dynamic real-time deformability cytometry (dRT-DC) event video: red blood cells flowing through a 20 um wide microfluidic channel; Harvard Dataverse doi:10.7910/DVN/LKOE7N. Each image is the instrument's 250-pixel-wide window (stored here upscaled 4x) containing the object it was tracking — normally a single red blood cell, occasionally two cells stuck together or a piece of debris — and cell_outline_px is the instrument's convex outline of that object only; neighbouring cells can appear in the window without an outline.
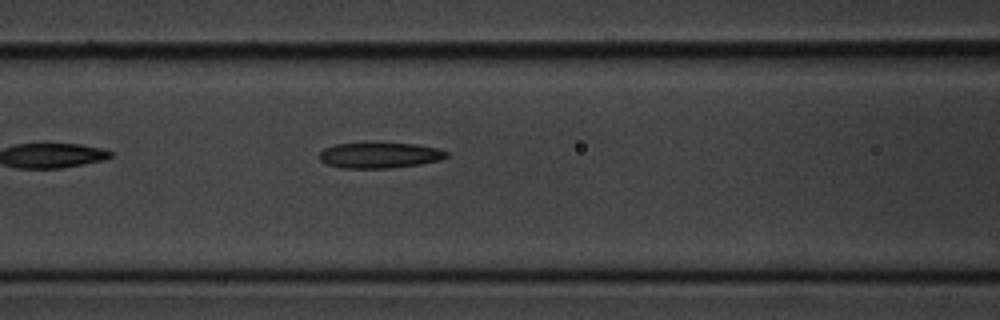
{"species": "common noctule bat (a hibernating species)", "species_latin": "Nyctalus noctula", "temperature_condition": "cold", "stored_images_in_passage": 6, "segment_of_instrument_passage": [1, 2], "camera_frame_rate_fps": 3000, "um_per_image_px": 0.085, "animal": {"sex": "male", "body_mass_g": 20.1, "forearm_length_mm": 53.5}, "frame": {"image": 1, "passage_image": 5, "time_ms": 4.667, "image_size_px": [1000, 320], "cell_outline_px": [[448, 156], [440, 160], [420, 164], [388, 168], [340, 168], [328, 164], [320, 160], [320, 152], [324, 148], [336, 144], [368, 140], [380, 140], [416, 144], [436, 148], [448, 152]], "centroid_in_image_um": [32.25, 13.14], "position_along_channel_um": 134.4, "area_um2": 19.94}}